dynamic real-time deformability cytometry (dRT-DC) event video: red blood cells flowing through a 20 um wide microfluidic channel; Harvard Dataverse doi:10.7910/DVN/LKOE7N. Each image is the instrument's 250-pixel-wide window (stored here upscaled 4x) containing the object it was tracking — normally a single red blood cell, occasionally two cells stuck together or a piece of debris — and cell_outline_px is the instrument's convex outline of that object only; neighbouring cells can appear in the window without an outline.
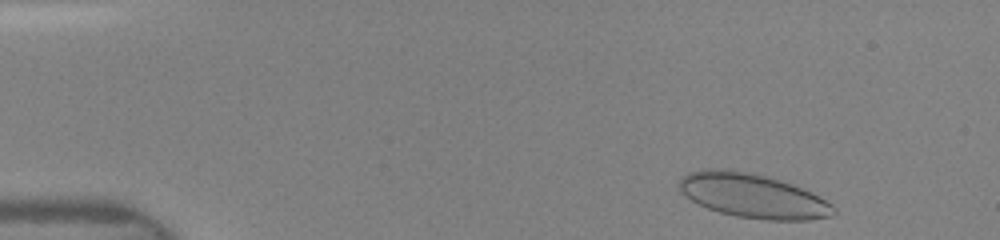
{"species": "human", "species_latin": "Homo sapiens", "temperature_condition": "room temperature", "stored_images_in_passage": 8, "camera_frame_rate_fps": 3000, "um_per_image_px": 0.085, "donor": {"sex": "female"}, "frame": {"image": 1, "passage_image": 2, "time_ms": 0.333, "image_size_px": [1000, 240], "cell_outline_px": [[836, 212], [832, 216], [808, 220], [764, 220], [736, 216], [720, 212], [708, 208], [692, 200], [680, 192], [676, 184], [688, 172], [708, 168], [716, 168], [744, 172], [764, 176], [792, 184], [832, 204], [836, 208]], "centroid_in_image_um": [63.95, 16.65], "position_along_channel_um": 21.0, "area_um2": 39.3}}